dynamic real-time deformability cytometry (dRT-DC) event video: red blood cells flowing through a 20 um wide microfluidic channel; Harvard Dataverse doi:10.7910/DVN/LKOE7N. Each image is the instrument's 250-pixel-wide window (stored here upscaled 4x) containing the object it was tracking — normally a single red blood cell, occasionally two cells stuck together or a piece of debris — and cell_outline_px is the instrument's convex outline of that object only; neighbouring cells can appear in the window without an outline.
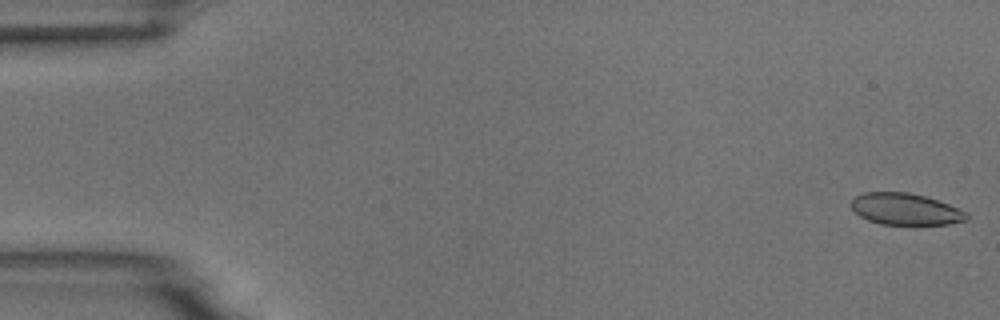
{"species": "common noctule bat (a hibernating species)", "species_latin": "Nyctalus noctula", "temperature_condition": "room temperature", "stored_images_in_passage": 9, "camera_frame_rate_fps": 3000, "um_per_image_px": 0.085, "animal": {"sex": "male", "body_mass_g": 18.8}, "frame": {"image": 1, "passage_image": 1, "time_ms": 0.0, "image_size_px": [1000, 320], "cell_outline_px": [[968, 220], [948, 224], [880, 224], [868, 220], [860, 216], [852, 208], [852, 200], [856, 196], [864, 192], [908, 192], [924, 196], [948, 204], [968, 212]], "centroid_in_image_um": [76.98, 17.78], "position_along_channel_um": 8.0, "area_um2": 21.1}}
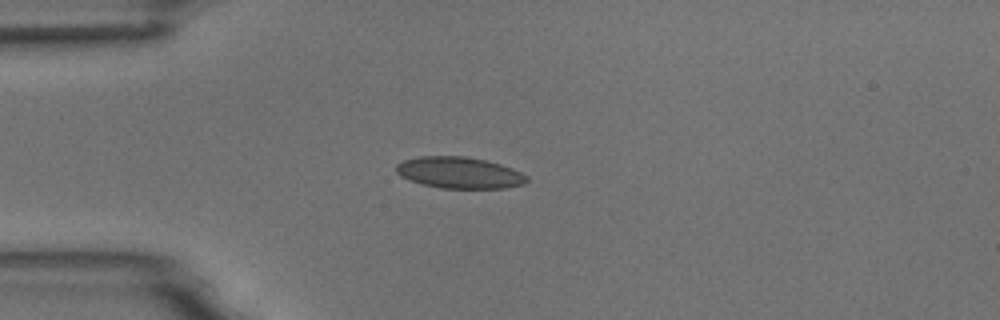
{"frame": {"image": 2, "passage_image": 4, "time_ms": 4.333, "image_size_px": [1000, 320], "cell_outline_px": [[528, 180], [524, 184], [504, 188], [440, 188], [408, 180], [400, 176], [396, 172], [396, 164], [404, 160], [420, 156], [464, 156], [484, 160], [500, 164], [512, 168], [528, 176]], "centroid_in_image_um": [39.03, 14.68], "position_along_channel_um": 46.0, "area_um2": 23.87}}